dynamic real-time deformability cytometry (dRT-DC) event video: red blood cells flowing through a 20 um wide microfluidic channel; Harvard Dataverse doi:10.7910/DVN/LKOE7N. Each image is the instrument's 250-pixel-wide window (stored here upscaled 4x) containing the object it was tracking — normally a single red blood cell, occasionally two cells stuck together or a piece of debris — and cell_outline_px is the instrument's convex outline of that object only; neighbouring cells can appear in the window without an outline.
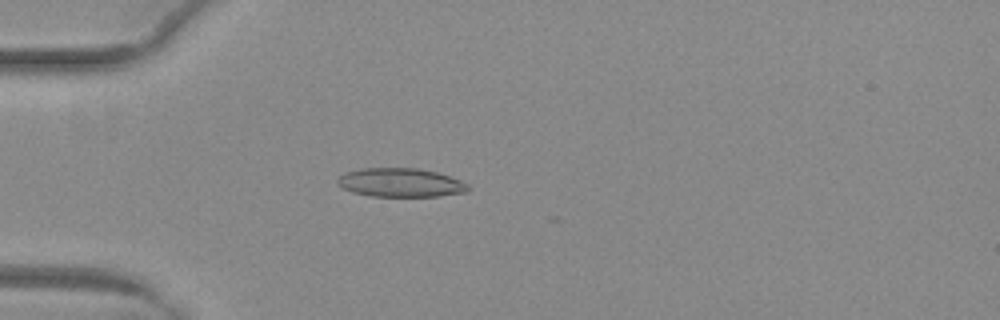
{"species": "common noctule bat (a hibernating species)", "species_latin": "Nyctalus noctula", "temperature_condition": "warm", "stored_images_in_passage": 46, "camera_frame_rate_fps": 3000, "um_per_image_px": 0.085, "animal": {"sex": "female", "body_mass_g": 29.2, "forearm_length_mm": 56.3}, "frame": {"image": 1, "passage_image": 15, "time_ms": 4.667, "image_size_px": [1000, 320], "cell_outline_px": [[468, 192], [440, 196], [372, 196], [352, 192], [336, 184], [336, 180], [344, 172], [360, 168], [420, 168], [436, 172], [460, 180], [468, 184]], "centroid_in_image_um": [34.02, 15.52], "position_along_channel_um": 51.0, "area_um2": 21.96}}
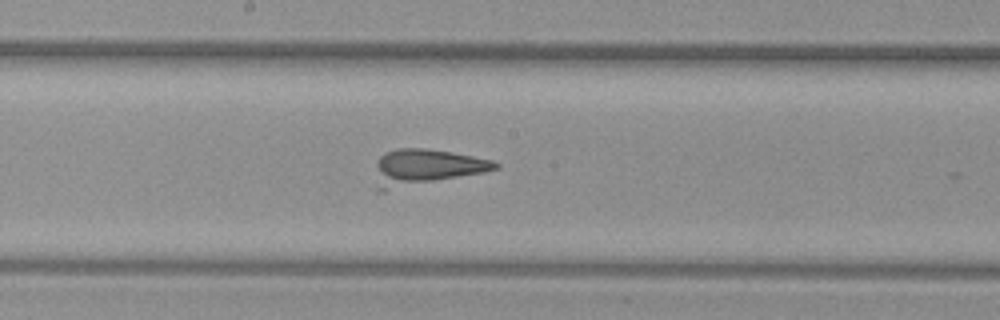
{"frame": {"image": 2, "passage_image": 28, "time_ms": 9.0, "image_size_px": [1000, 320], "cell_outline_px": [[500, 168], [484, 172], [384, 192], [376, 192], [376, 164], [380, 156], [384, 152], [396, 148], [424, 148], [452, 152], [492, 160], [500, 164]], "centroid_in_image_um": [36.14, 14.23], "position_along_channel_um": 212.1, "area_um2": 25.43}}
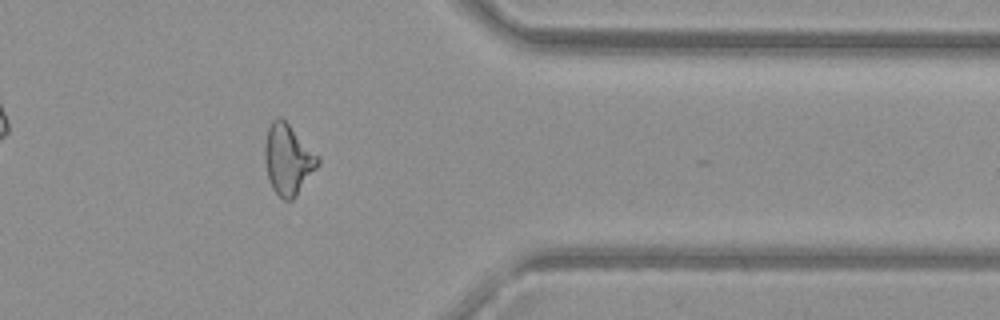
{"frame": {"image": 3, "passage_image": 42, "time_ms": 13.667, "image_size_px": [1000, 320], "cell_outline_px": [[320, 164], [296, 196], [292, 200], [284, 200], [272, 188], [268, 176], [264, 160], [264, 144], [268, 128], [272, 120], [276, 116], [280, 116], [320, 156]], "centroid_in_image_um": [24.49, 13.54], "position_along_channel_um": 386.9, "area_um2": 21.85}}